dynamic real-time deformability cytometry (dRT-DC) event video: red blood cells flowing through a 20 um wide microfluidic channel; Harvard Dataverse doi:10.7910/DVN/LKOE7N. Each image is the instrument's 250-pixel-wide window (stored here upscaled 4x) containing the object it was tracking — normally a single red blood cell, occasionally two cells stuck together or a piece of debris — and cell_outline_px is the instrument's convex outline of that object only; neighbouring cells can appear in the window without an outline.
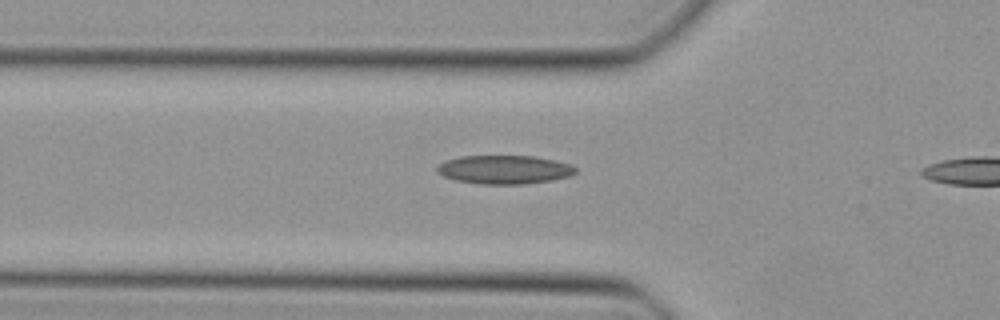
{"species": "Egyptian fruit bat (a non-hibernating species)", "species_latin": "Rousettus aegyptiacus", "temperature_condition": "cold", "stored_images_in_passage": 28, "camera_frame_rate_fps": 3000, "um_per_image_px": 0.085, "animal": {"sex": "female"}, "frame": {"image": 1, "passage_image": 5, "time_ms": 1.333, "image_size_px": [1000, 320], "cell_outline_px": [[576, 172], [568, 176], [552, 180], [524, 184], [480, 184], [456, 180], [444, 176], [436, 172], [436, 168], [444, 160], [460, 156], [536, 156], [556, 160], [572, 164], [576, 168]], "centroid_in_image_um": [42.87, 14.41], "position_along_channel_um": 82.9, "area_um2": 23.24}}
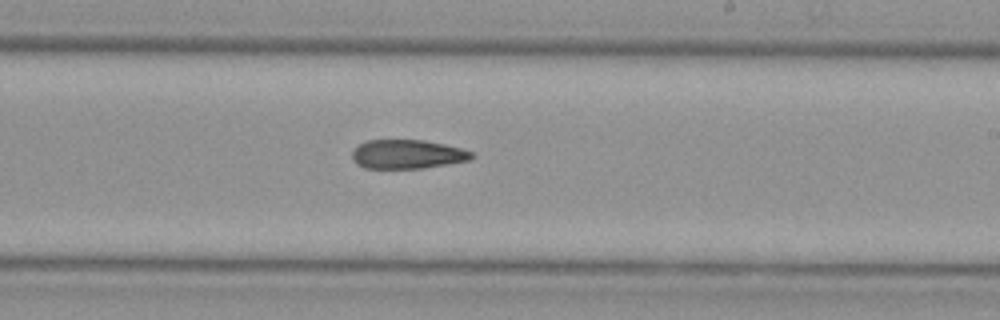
{"frame": {"image": 2, "passage_image": 17, "time_ms": 5.333, "image_size_px": [1000, 320], "cell_outline_px": [[476, 156], [468, 160], [424, 168], [364, 168], [356, 164], [352, 160], [352, 152], [360, 144], [368, 140], [424, 140], [444, 144], [460, 148], [472, 152]], "centroid_in_image_um": [34.61, 13.11], "position_along_channel_um": 254.4, "area_um2": 20.11}}
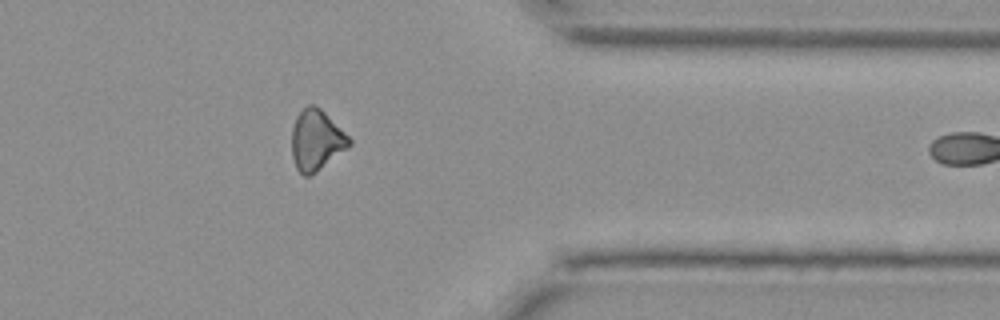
{"frame": {"image": 3, "passage_image": 27, "time_ms": 8.667, "image_size_px": [1000, 320], "cell_outline_px": [[352, 144], [316, 172], [308, 176], [304, 176], [296, 168], [292, 156], [292, 128], [296, 116], [308, 104], [312, 104], [320, 108], [352, 140]], "centroid_in_image_um": [26.87, 11.92], "position_along_channel_um": 384.5, "area_um2": 20.0}}